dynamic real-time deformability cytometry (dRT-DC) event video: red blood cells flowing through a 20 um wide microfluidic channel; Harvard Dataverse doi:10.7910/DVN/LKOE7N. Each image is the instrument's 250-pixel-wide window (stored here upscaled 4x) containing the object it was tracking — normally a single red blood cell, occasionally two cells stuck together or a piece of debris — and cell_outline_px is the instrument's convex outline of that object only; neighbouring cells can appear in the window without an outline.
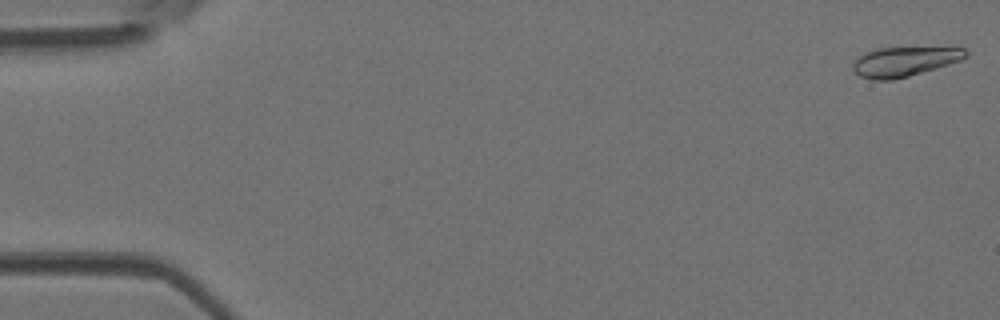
{"species": "Egyptian fruit bat (a non-hibernating species)", "species_latin": "Rousettus aegyptiacus", "temperature_condition": "room temperature", "stored_images_in_passage": 46, "camera_frame_rate_fps": 3000, "um_per_image_px": 0.085, "animal": {"sex": "female"}, "frame": {"image": 1, "passage_image": 1, "time_ms": 0.0, "image_size_px": [1000, 320], "cell_outline_px": [[968, 56], [960, 60], [948, 64], [908, 76], [892, 80], [872, 80], [860, 76], [852, 68], [852, 64], [864, 52], [876, 48], [964, 48], [968, 52]], "centroid_in_image_um": [76.83, 5.23], "position_along_channel_um": 8.2, "area_um2": 19.13}}
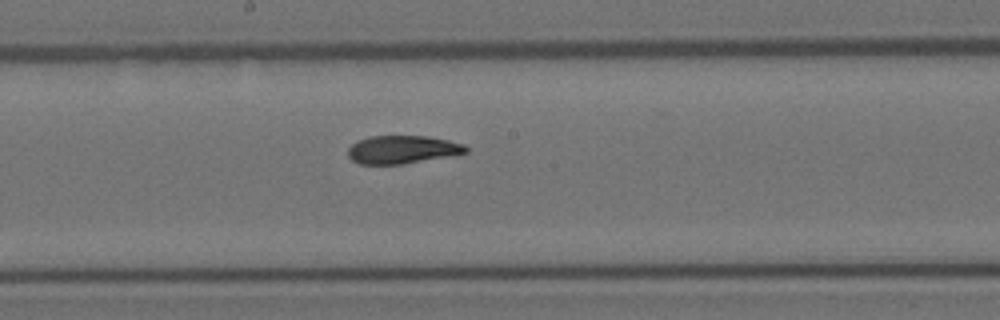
{"frame": {"image": 2, "passage_image": 26, "time_ms": 8.333, "image_size_px": [1000, 320], "cell_outline_px": [[468, 152], [456, 156], [404, 164], [360, 164], [352, 160], [348, 156], [348, 148], [352, 144], [368, 136], [428, 136], [448, 140], [464, 144], [468, 148]], "centroid_in_image_um": [34.26, 12.72], "position_along_channel_um": 213.9, "area_um2": 19.59}}
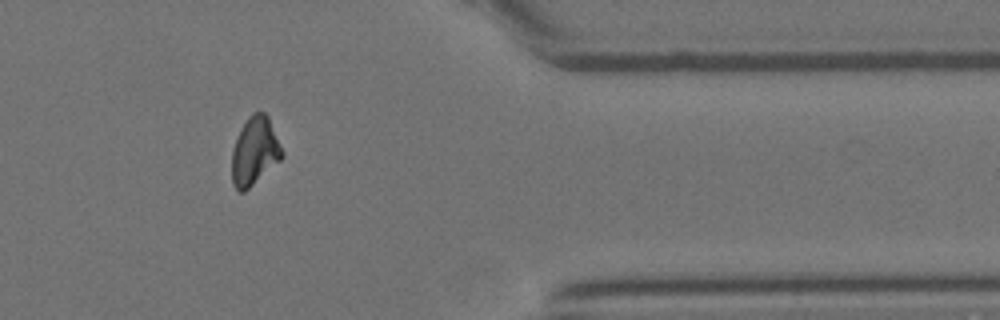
{"frame": {"image": 3, "passage_image": 40, "time_ms": 13.0, "image_size_px": [1000, 320], "cell_outline_px": [[284, 156], [280, 160], [244, 192], [240, 192], [232, 184], [232, 148], [240, 128], [248, 116], [252, 112], [264, 112], [268, 116], [284, 152]], "centroid_in_image_um": [21.64, 12.83], "position_along_channel_um": 389.8, "area_um2": 19.94}}